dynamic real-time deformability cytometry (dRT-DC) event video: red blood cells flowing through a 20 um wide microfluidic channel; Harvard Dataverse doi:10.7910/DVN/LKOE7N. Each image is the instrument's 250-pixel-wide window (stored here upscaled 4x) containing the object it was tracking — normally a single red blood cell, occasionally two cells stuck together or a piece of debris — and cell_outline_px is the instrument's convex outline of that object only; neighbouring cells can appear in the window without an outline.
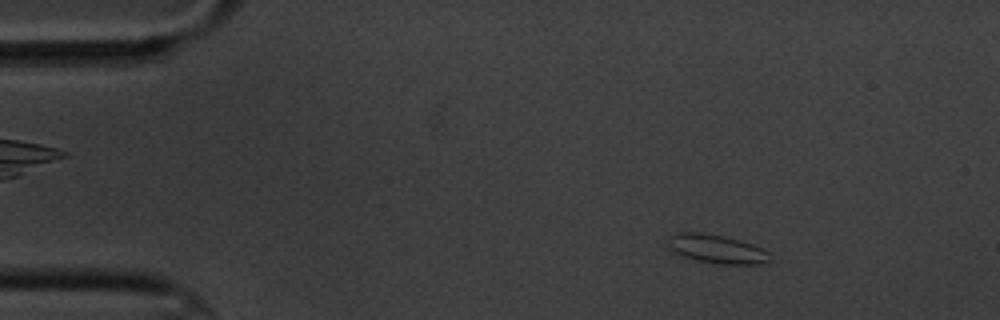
{"species": "common noctule bat (a hibernating species)", "species_latin": "Nyctalus noctula", "temperature_condition": "cold", "stored_images_in_passage": 6, "camera_frame_rate_fps": 3000, "um_per_image_px": 0.085, "animal": {"sex": "male", "body_mass_g": 20.1, "forearm_length_mm": 53.5}, "frame": {"image": 1, "passage_image": 2, "time_ms": 1.333, "image_size_px": [1000, 320], "cell_outline_px": [[772, 252], [768, 264], [720, 264], [696, 260], [684, 256], [668, 248], [668, 240], [672, 236], [680, 232], [700, 232], [724, 236], [740, 240], [752, 244]], "centroid_in_image_um": [61.0, 21.17], "position_along_channel_um": 24.0, "area_um2": 17.11}}
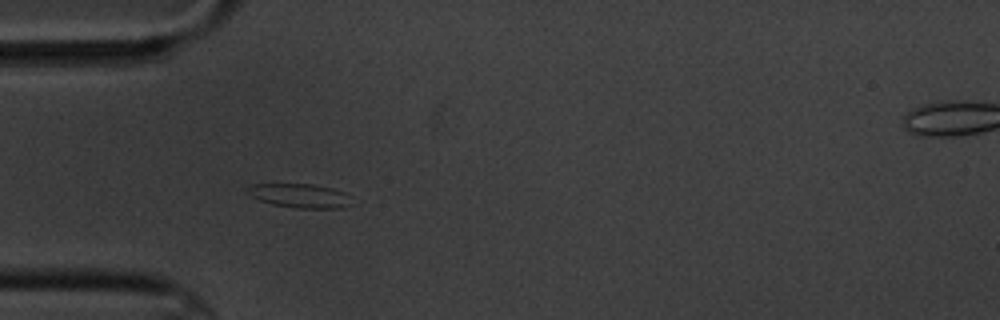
{"frame": {"image": 2, "passage_image": 4, "time_ms": 4.333, "image_size_px": [1000, 320], "cell_outline_px": [[352, 196], [348, 204], [344, 208], [296, 208], [272, 204], [260, 200], [244, 192], [244, 188], [252, 184], [312, 184], [332, 188], [344, 192]], "centroid_in_image_um": [25.45, 16.63], "position_along_channel_um": 59.5, "area_um2": 14.68}}
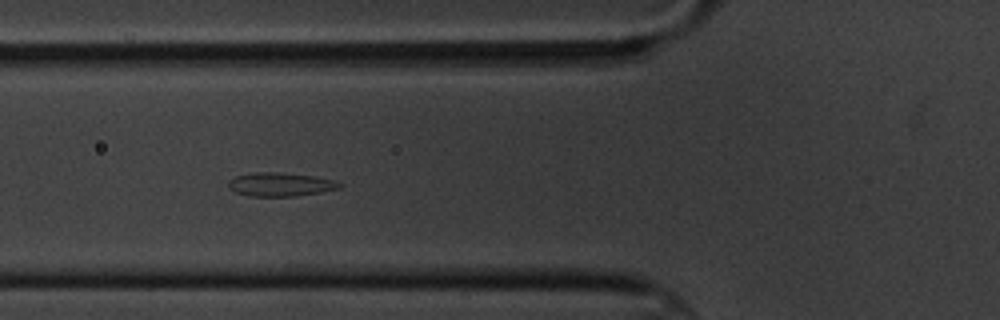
{"frame": {"image": 3, "passage_image": 5, "time_ms": 5.667, "image_size_px": [1000, 320], "cell_outline_px": [[344, 184], [340, 188], [320, 192], [296, 196], [248, 196], [236, 192], [228, 188], [228, 180], [236, 176], [252, 172], [276, 172], [312, 176], [332, 180]], "centroid_in_image_um": [23.79, 15.68], "position_along_channel_um": 102.0, "area_um2": 15.26}}